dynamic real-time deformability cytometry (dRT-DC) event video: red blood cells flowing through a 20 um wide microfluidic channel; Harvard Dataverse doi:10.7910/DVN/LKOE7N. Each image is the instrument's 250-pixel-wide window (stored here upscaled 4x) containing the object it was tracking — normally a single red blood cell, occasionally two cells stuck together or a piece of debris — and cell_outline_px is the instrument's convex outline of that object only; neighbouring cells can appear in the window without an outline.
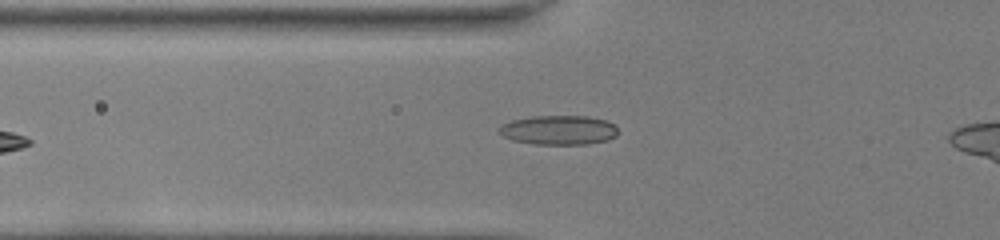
{"species": "common noctule bat (a hibernating species)", "species_latin": "Nyctalus noctula", "temperature_condition": "room temperature", "stored_images_in_passage": 30, "camera_frame_rate_fps": 3000, "um_per_image_px": 0.085, "animal": {"sex": "female", "body_mass_g": 22.0, "forearm_length_mm": 56.7}, "frame": {"image": 1, "passage_image": 2, "time_ms": 0.333, "image_size_px": [1000, 240], "cell_outline_px": [[616, 136], [608, 140], [588, 144], [536, 144], [512, 140], [504, 136], [500, 132], [500, 124], [512, 120], [532, 116], [588, 116], [604, 120], [612, 124], [616, 128]], "centroid_in_image_um": [47.48, 11.05], "position_along_channel_um": 78.3, "area_um2": 20.17}}
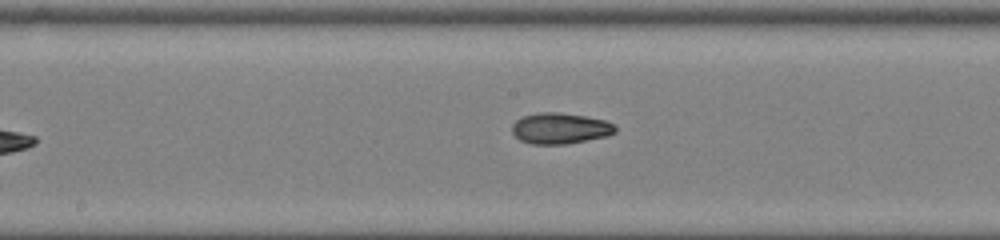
{"frame": {"image": 2, "passage_image": 11, "time_ms": 3.333, "image_size_px": [1000, 240], "cell_outline_px": [[616, 132], [608, 136], [568, 144], [532, 144], [520, 140], [512, 132], [512, 124], [516, 120], [524, 116], [540, 112], [560, 112], [584, 116], [604, 120], [616, 124]], "centroid_in_image_um": [47.63, 10.91], "position_along_channel_um": 200.6, "area_um2": 18.73}}
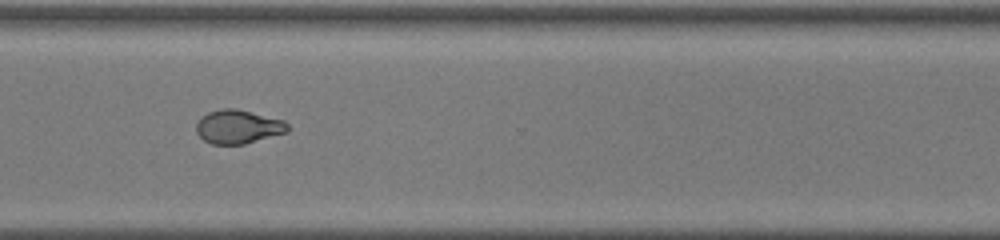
{"frame": {"image": 3, "passage_image": 22, "time_ms": 7.0, "image_size_px": [1000, 240], "cell_outline_px": [[288, 132], [244, 144], [212, 144], [204, 140], [196, 132], [196, 124], [208, 112], [220, 108], [236, 108], [284, 120], [288, 124]], "centroid_in_image_um": [20.25, 10.77], "position_along_channel_um": 350.3, "area_um2": 17.92}, "authors_computed_cell_mechanics": {"area_um2": 18.5538, "velocity_mm_per_s": 4.0766, "shape_relaxation_time_tau1_ms": null, "shape_relaxation_time_tau2_ms": 2.0428, "deformation_change_tau1": null, "deformation_change_tau2": 0.0738}}